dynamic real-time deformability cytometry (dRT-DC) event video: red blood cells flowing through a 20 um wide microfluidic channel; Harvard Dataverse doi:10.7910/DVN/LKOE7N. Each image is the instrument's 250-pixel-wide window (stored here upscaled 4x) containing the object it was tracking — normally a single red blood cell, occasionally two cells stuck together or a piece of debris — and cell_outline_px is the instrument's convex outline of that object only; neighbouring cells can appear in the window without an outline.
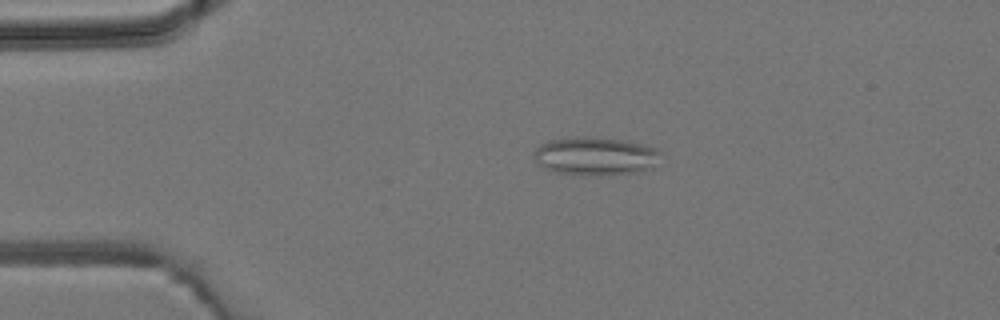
{"species": "common noctule bat (a hibernating species)", "species_latin": "Nyctalus noctula", "temperature_condition": "room temperature", "stored_images_in_passage": 3, "camera_frame_rate_fps": 3000, "um_per_image_px": 0.085, "animal": {"sex": "male", "body_mass_g": 19.2, "forearm_length_mm": 51.8}, "frame": {"image": 1, "passage_image": 2, "time_ms": 1.333, "image_size_px": [1000, 320], "cell_outline_px": [[660, 152], [652, 168], [640, 172], [556, 172], [536, 164], [532, 156], [532, 152], [540, 144], [548, 140], [568, 136], [588, 136], [628, 140], [644, 144], [656, 148]], "centroid_in_image_um": [50.54, 13.18], "position_along_channel_um": 34.5, "area_um2": 27.63}}